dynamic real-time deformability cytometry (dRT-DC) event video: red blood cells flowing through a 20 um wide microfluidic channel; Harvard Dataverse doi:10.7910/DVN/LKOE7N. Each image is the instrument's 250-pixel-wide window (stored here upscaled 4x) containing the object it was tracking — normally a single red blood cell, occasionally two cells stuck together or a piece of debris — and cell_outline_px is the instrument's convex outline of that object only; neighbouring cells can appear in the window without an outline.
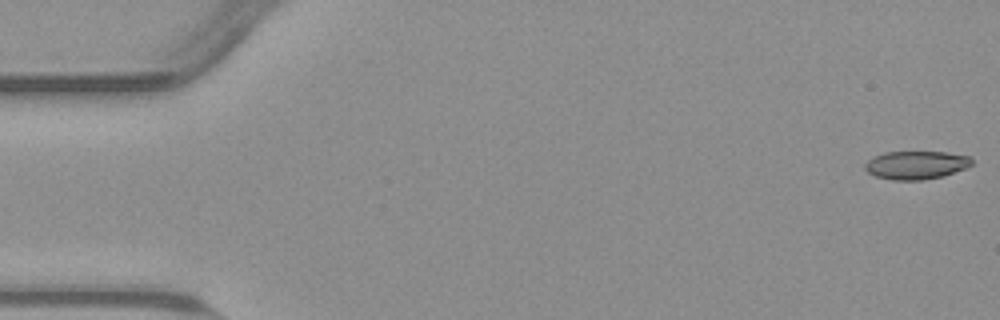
{"species": "common noctule bat (a hibernating species)", "species_latin": "Nyctalus noctula", "temperature_condition": "warm", "stored_images_in_passage": 54, "camera_frame_rate_fps": 3000, "um_per_image_px": 0.085, "animal": {"sex": "male", "body_mass_g": 23.1, "forearm_length_mm": 52.7}, "frame": {"image": 1, "passage_image": 1, "time_ms": 0.0, "image_size_px": [1000, 320], "cell_outline_px": [[972, 164], [964, 168], [944, 176], [924, 180], [892, 180], [876, 176], [868, 172], [864, 168], [864, 164], [872, 156], [884, 152], [948, 152], [968, 156], [972, 160]], "centroid_in_image_um": [77.83, 14.03], "position_along_channel_um": 7.2, "area_um2": 17.63}}
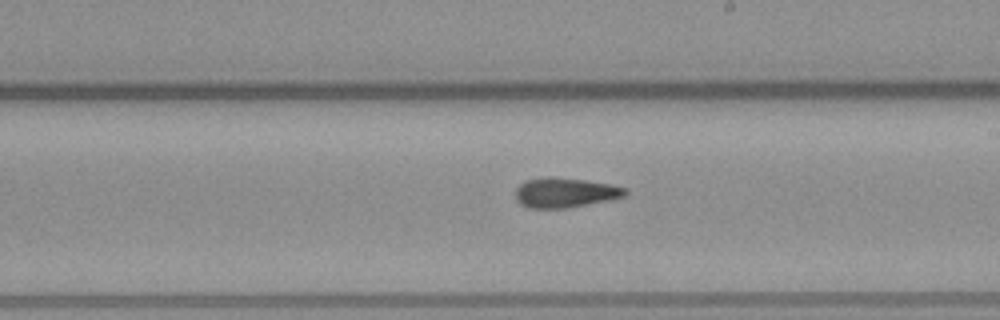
{"frame": {"image": 2, "passage_image": 31, "time_ms": 10.0, "image_size_px": [1000, 320], "cell_outline_px": [[628, 192], [624, 196], [608, 200], [568, 208], [528, 208], [520, 204], [516, 200], [516, 188], [524, 180], [548, 176], [552, 176], [584, 180], [608, 184], [628, 188]], "centroid_in_image_um": [48.0, 16.37], "position_along_channel_um": 241.0, "area_um2": 19.13}}
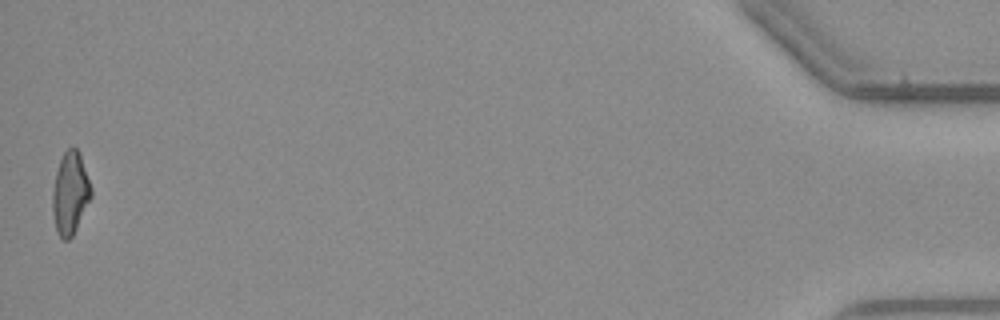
{"frame": {"image": 3, "passage_image": 54, "time_ms": 17.667, "image_size_px": [1000, 320], "cell_outline_px": [[92, 196], [72, 236], [68, 240], [64, 240], [56, 232], [52, 212], [52, 192], [56, 172], [60, 160], [64, 152], [72, 144], [80, 152], [92, 188]], "centroid_in_image_um": [5.97, 16.39], "position_along_channel_um": 429.2, "area_um2": 18.67}, "authors_computed_cell_mechanics": {"area_um2": 18.6983, "velocity_mm_per_s": 3.8111, "shape_relaxation_time_tau1_ms": 5.9323, "shape_relaxation_time_tau2_ms": 2.8074, "deformation_change_tau1": 0.1738, "deformation_change_tau2": 0.1212}}